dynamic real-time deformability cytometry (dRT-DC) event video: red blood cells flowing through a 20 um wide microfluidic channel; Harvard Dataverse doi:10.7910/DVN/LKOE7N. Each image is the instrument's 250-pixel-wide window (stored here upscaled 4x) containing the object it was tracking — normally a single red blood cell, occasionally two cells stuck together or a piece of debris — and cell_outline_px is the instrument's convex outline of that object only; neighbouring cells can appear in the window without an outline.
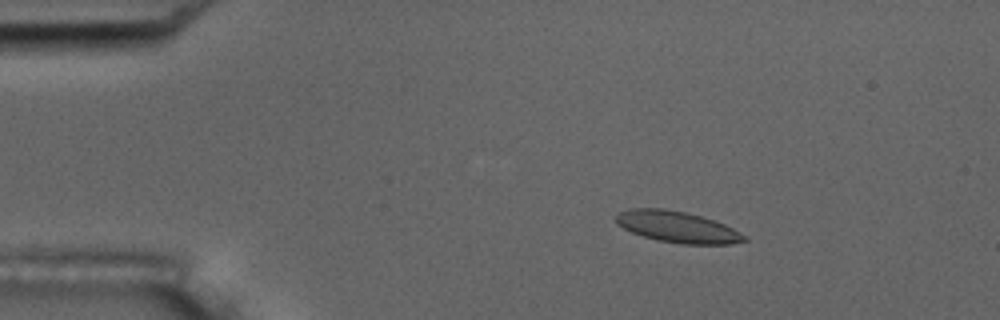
{"species": "common noctule bat (a hibernating species)", "species_latin": "Nyctalus noctula", "temperature_condition": "room temperature", "stored_images_in_passage": 5, "camera_frame_rate_fps": 3000, "um_per_image_px": 0.085, "animal": {"sex": "male", "body_mass_g": 17.5, "forearm_length_mm": 52.3}, "frame": {"image": 1, "passage_image": 3, "time_ms": 2.333, "image_size_px": [1000, 320], "cell_outline_px": [[748, 240], [732, 244], [680, 244], [660, 240], [644, 236], [632, 232], [616, 224], [616, 216], [620, 212], [628, 208], [664, 208], [684, 212], [700, 216], [724, 224], [748, 236]], "centroid_in_image_um": [57.59, 19.29], "position_along_channel_um": 27.4, "area_um2": 23.24}}